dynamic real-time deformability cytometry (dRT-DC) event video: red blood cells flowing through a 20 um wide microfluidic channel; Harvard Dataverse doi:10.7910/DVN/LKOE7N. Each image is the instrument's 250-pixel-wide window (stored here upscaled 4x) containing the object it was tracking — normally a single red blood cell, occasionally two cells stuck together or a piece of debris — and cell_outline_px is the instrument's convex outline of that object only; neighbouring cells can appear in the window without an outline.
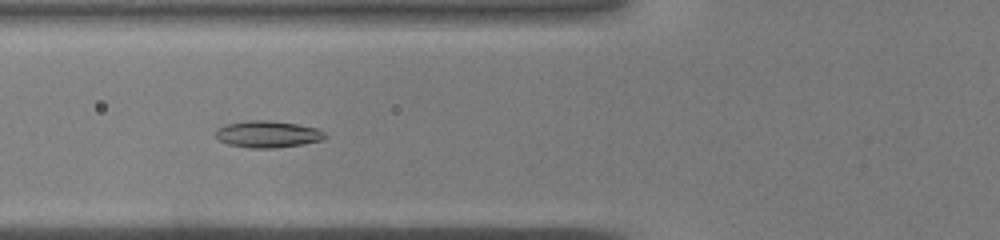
{"species": "common noctule bat (a hibernating species)", "species_latin": "Nyctalus noctula", "temperature_condition": "warm", "stored_images_in_passage": 32, "camera_frame_rate_fps": 3000, "um_per_image_px": 0.085, "animal": {"sex": "male", "body_mass_g": 19.0, "forearm_length_mm": 50.8}, "frame": {"image": 1, "passage_image": 6, "time_ms": 1.667, "image_size_px": [1000, 240], "cell_outline_px": [[328, 136], [324, 140], [304, 144], [276, 148], [252, 148], [228, 144], [220, 140], [216, 136], [216, 128], [224, 124], [248, 120], [264, 120], [296, 124], [320, 128]], "centroid_in_image_um": [22.79, 11.4], "position_along_channel_um": 103.0, "area_um2": 17.22}}
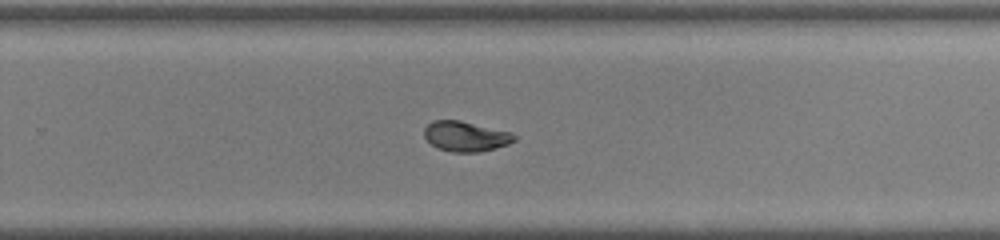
{"frame": {"image": 2, "passage_image": 18, "time_ms": 5.667, "image_size_px": [1000, 240], "cell_outline_px": [[516, 140], [508, 144], [480, 152], [452, 152], [436, 148], [424, 136], [424, 128], [432, 120], [460, 120], [512, 132], [516, 136]], "centroid_in_image_um": [39.58, 11.58], "position_along_channel_um": 290.2, "area_um2": 15.9}}
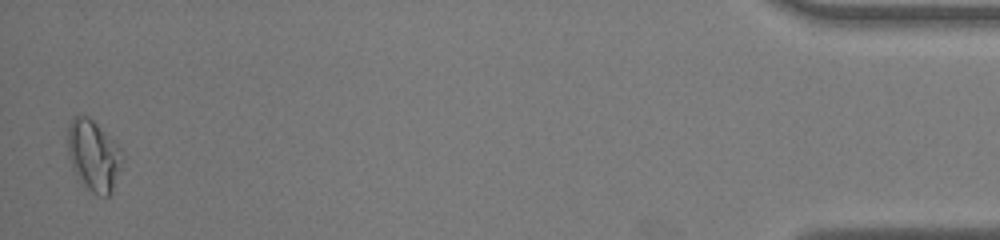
{"frame": {"image": 3, "passage_image": 32, "time_ms": 10.333, "image_size_px": [1000, 240], "cell_outline_px": [[124, 156], [112, 192], [108, 196], [96, 196], [84, 184], [72, 168], [68, 156], [68, 124], [72, 116], [88, 116], [116, 144]], "centroid_in_image_um": [7.94, 13.23], "position_along_channel_um": 427.3, "area_um2": 22.25}}